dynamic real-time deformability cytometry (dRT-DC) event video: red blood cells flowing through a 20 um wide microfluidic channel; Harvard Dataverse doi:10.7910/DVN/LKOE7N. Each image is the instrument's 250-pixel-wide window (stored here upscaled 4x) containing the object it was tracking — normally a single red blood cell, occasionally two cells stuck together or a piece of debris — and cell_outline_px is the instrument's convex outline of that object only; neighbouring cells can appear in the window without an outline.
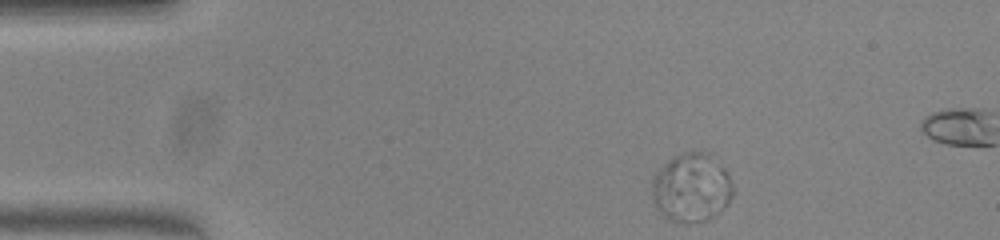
{"species": "common noctule bat (a hibernating species)", "species_latin": "Nyctalus noctula", "temperature_condition": "warm", "stored_images_in_passage": 8, "camera_frame_rate_fps": 3000, "um_per_image_px": 0.085, "animal": {"sex": "female", "body_mass_g": 23.0, "forearm_length_mm": 53.4}, "frame": {"image": 1, "passage_image": 1, "time_ms": 0.0, "image_size_px": [1000, 240], "cell_outline_px": [[736, 192], [728, 204], [708, 220], [672, 220], [664, 216], [656, 208], [652, 196], [652, 180], [656, 172], [668, 160], [684, 152], [708, 152], [728, 172]], "centroid_in_image_um": [58.81, 15.92], "position_along_channel_um": 26.2, "area_um2": 32.19}}